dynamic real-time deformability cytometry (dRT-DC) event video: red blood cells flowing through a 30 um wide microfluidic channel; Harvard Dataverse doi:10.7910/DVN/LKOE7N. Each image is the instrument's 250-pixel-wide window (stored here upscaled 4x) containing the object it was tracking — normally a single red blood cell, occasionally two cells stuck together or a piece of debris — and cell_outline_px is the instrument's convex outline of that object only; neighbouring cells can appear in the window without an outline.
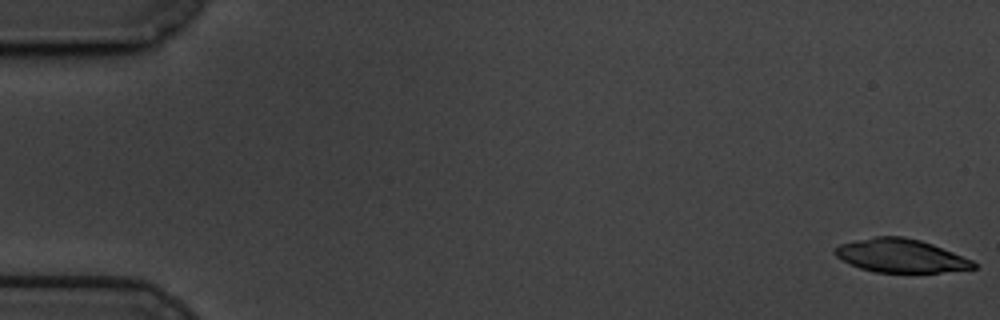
{"species": "common noctule bat (a hibernating species)", "species_latin": "Nyctalus noctula", "temperature_condition": "cold", "stored_images_in_passage": 59, "camera_frame_rate_fps": 3000, "um_per_image_px": 0.085, "animal": {"sex": "male", "body_mass_g": 19.5, "forearm_length_mm": 54.6}, "frame": {"image": 1, "passage_image": 1, "time_ms": 0.0, "image_size_px": [1000, 320], "cell_outline_px": [[976, 268], [940, 272], [876, 272], [860, 268], [836, 256], [832, 252], [840, 244], [856, 240], [876, 236], [904, 236], [920, 240], [932, 244], [972, 260], [976, 264]], "centroid_in_image_um": [76.55, 21.73], "position_along_channel_um": 8.4, "area_um2": 26.65}}
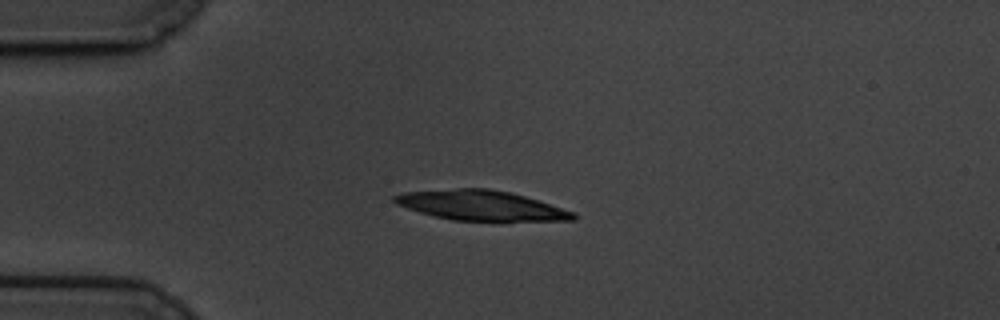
{"frame": {"image": 2, "passage_image": 15, "time_ms": 4.667, "image_size_px": [1000, 320], "cell_outline_px": [[576, 220], [452, 220], [420, 212], [396, 204], [392, 200], [392, 196], [404, 192], [456, 188], [488, 188], [512, 192], [576, 212]], "centroid_in_image_um": [40.88, 17.44], "position_along_channel_um": 44.1, "area_um2": 30.92}}
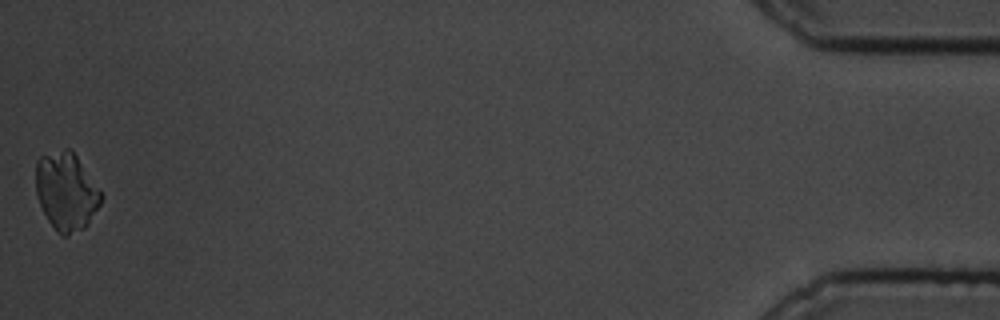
{"frame": {"image": 3, "passage_image": 59, "time_ms": 19.333, "image_size_px": [1000, 320], "cell_outline_px": [[104, 196], [100, 204], [88, 224], [84, 228], [68, 236], [64, 236], [56, 232], [48, 220], [36, 196], [36, 160], [40, 156], [64, 148], [72, 148], [100, 188]], "centroid_in_image_um": [5.65, 16.25], "position_along_channel_um": 429.6, "area_um2": 30.11}}